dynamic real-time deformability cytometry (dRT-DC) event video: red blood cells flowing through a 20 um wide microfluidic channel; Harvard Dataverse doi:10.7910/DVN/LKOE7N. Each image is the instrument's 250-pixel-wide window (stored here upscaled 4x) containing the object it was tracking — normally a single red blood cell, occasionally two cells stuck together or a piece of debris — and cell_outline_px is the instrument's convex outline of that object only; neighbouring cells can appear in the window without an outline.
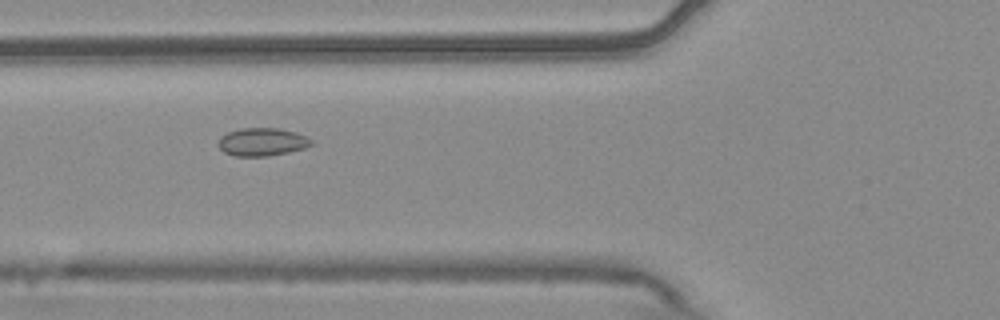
{"species": "common noctule bat (a hibernating species)", "species_latin": "Nyctalus noctula", "temperature_condition": "warm", "stored_images_in_passage": 33, "camera_frame_rate_fps": 3000, "um_per_image_px": 0.085, "animal": {"sex": "male", "body_mass_g": 20.4}, "frame": {"image": 1, "passage_image": 13, "time_ms": 4.0, "image_size_px": [1000, 320], "cell_outline_px": [[312, 144], [304, 148], [288, 152], [268, 156], [236, 156], [224, 152], [216, 144], [220, 136], [228, 132], [240, 128], [276, 128], [296, 132], [312, 140]], "centroid_in_image_um": [22.24, 12.06], "position_along_channel_um": 103.6, "area_um2": 15.14}}
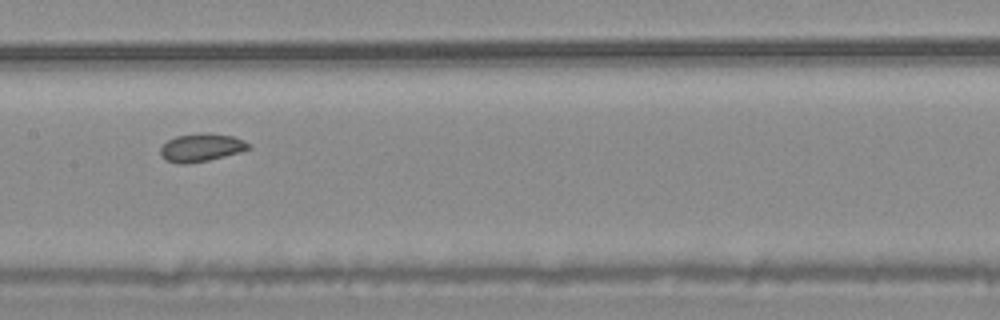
{"frame": {"image": 2, "passage_image": 20, "time_ms": 6.333, "image_size_px": [1000, 320], "cell_outline_px": [[252, 148], [240, 152], [208, 160], [184, 164], [180, 164], [164, 160], [160, 152], [160, 148], [168, 140], [176, 136], [204, 132], [208, 132], [232, 136], [244, 140], [252, 144]], "centroid_in_image_um": [17.13, 12.53], "position_along_channel_um": 190.3, "area_um2": 14.51}}
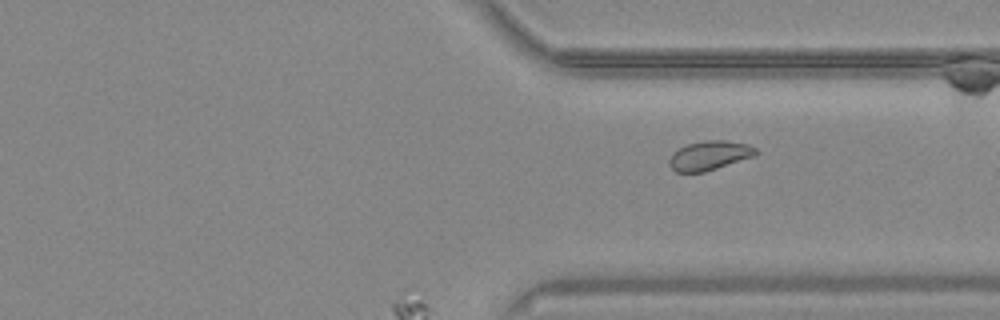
{"frame": {"image": 3, "passage_image": 33, "time_ms": 10.667, "image_size_px": [1000, 320], "cell_outline_px": [[760, 152], [752, 156], [704, 172], [676, 172], [668, 164], [668, 160], [672, 152], [688, 144], [704, 140], [728, 140], [748, 144], [756, 148]], "centroid_in_image_um": [60.28, 13.2], "position_along_channel_um": 351.1, "area_um2": 14.68}}